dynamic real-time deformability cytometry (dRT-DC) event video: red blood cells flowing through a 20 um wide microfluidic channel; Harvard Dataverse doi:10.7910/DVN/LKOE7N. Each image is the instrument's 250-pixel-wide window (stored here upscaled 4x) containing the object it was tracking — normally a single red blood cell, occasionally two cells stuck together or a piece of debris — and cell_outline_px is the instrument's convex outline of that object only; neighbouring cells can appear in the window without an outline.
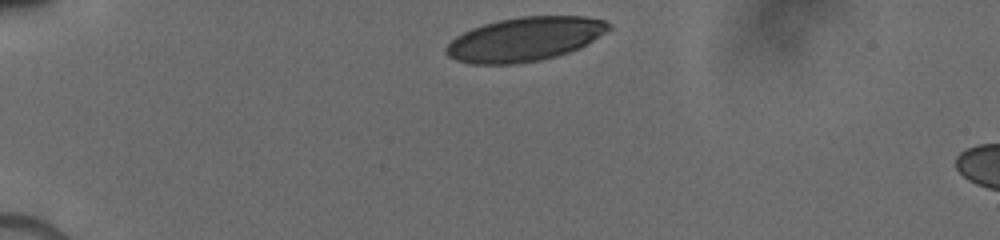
{"species": "human", "species_latin": "Homo sapiens", "temperature_condition": "cold", "stored_images_in_passage": 16, "camera_frame_rate_fps": 3000, "um_per_image_px": 0.085, "donor": {"sex": "male"}, "frame": {"image": 1, "passage_image": 1, "time_ms": 0.0, "image_size_px": [1000, 240], "cell_outline_px": [[612, 28], [588, 44], [580, 48], [556, 56], [540, 60], [516, 64], [472, 64], [456, 60], [448, 56], [444, 52], [444, 48], [456, 36], [472, 28], [484, 24], [500, 20], [520, 16], [584, 16], [604, 20], [612, 24]], "centroid_in_image_um": [44.62, 3.33], "position_along_channel_um": 40.4, "area_um2": 41.79}}
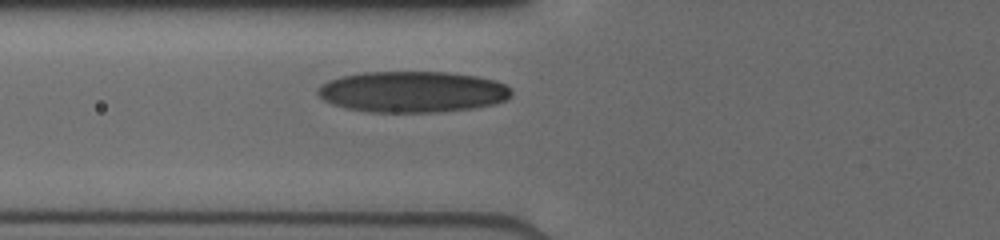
{"frame": {"image": 2, "passage_image": 10, "time_ms": 2.667, "image_size_px": [1000, 240], "cell_outline_px": [[512, 96], [508, 100], [496, 104], [472, 108], [436, 112], [372, 112], [344, 108], [332, 104], [324, 100], [316, 92], [320, 84], [328, 80], [360, 72], [448, 72], [476, 76], [496, 80], [504, 84], [512, 92]], "centroid_in_image_um": [35.07, 7.8], "position_along_channel_um": 90.7, "area_um2": 46.64}}
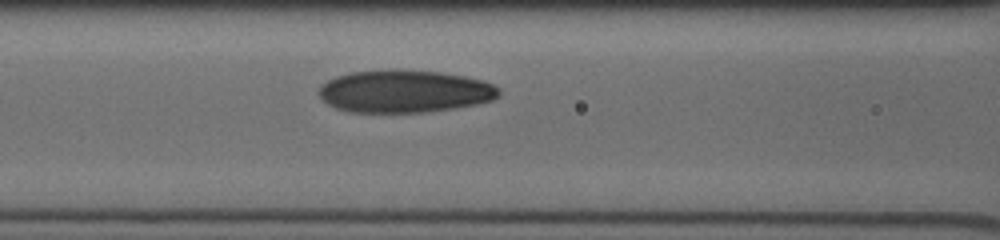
{"frame": {"image": 3, "passage_image": 13, "time_ms": 3.667, "image_size_px": [1000, 240], "cell_outline_px": [[500, 96], [492, 100], [476, 104], [452, 108], [424, 112], [348, 112], [336, 108], [328, 104], [316, 92], [320, 84], [336, 76], [352, 72], [392, 68], [400, 68], [444, 72], [484, 80], [500, 88]], "centroid_in_image_um": [34.37, 7.74], "position_along_channel_um": 132.2, "area_um2": 45.32}}